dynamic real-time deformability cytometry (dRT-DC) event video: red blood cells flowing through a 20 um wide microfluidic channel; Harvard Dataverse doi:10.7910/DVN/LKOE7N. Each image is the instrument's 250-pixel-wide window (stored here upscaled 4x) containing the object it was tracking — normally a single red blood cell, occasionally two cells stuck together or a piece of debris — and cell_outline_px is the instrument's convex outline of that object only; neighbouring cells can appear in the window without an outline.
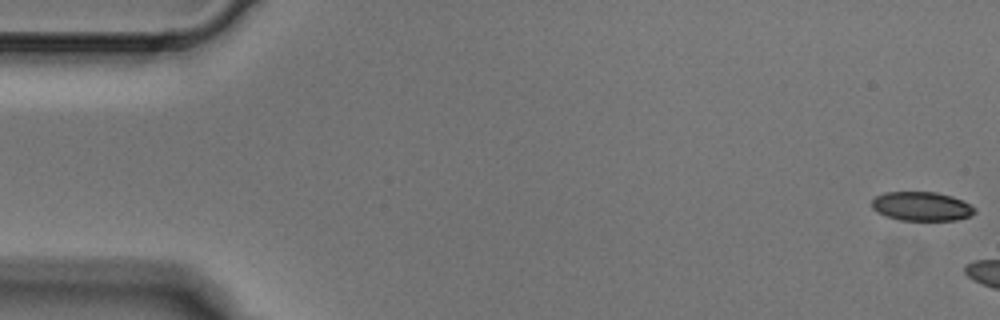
{"species": "Egyptian fruit bat (a non-hibernating species)", "species_latin": "Rousettus aegyptiacus", "temperature_condition": "cold", "stored_images_in_passage": 6, "camera_frame_rate_fps": 3000, "um_per_image_px": 0.085, "animal": {"sex": "male"}, "frame": {"image": 1, "passage_image": 1, "time_ms": 0.0, "image_size_px": [1000, 320], "cell_outline_px": [[976, 212], [968, 216], [956, 220], [900, 220], [876, 212], [872, 208], [872, 200], [876, 196], [884, 192], [936, 192], [952, 196], [964, 200], [976, 208]], "centroid_in_image_um": [78.35, 17.53], "position_along_channel_um": 6.7, "area_um2": 17.46}}
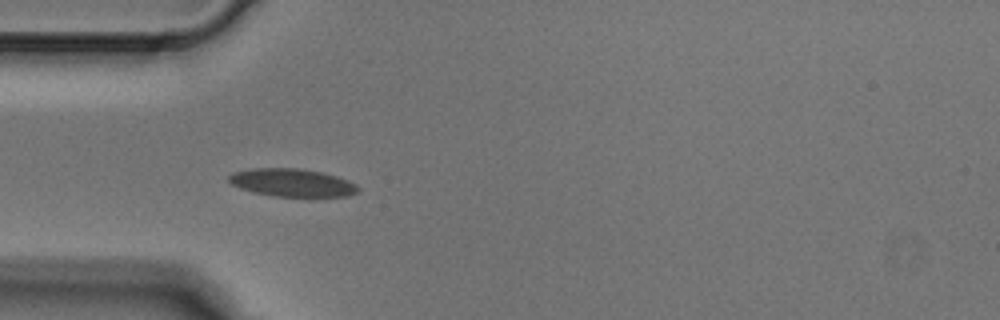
{"frame": {"image": 2, "passage_image": 6, "time_ms": 1.667, "image_size_px": [1000, 320], "cell_outline_px": [[360, 192], [348, 196], [272, 196], [240, 188], [232, 184], [228, 180], [228, 176], [232, 172], [252, 168], [296, 168], [320, 172], [336, 176], [348, 180], [356, 184], [360, 188]], "centroid_in_image_um": [24.84, 15.52], "position_along_channel_um": 60.2, "area_um2": 20.92}}